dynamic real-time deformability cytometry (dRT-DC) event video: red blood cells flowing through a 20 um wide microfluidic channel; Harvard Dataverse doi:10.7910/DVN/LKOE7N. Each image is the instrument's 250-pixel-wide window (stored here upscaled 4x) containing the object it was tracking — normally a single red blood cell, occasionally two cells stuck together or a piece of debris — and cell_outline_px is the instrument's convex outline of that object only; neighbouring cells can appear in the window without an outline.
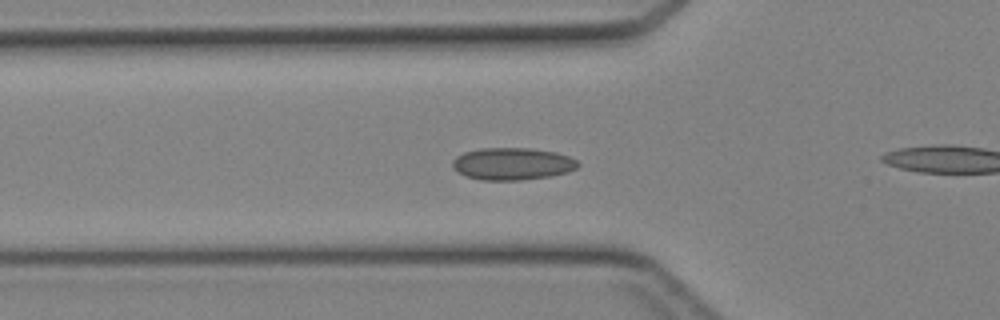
{"species": "Egyptian fruit bat (a non-hibernating species)", "species_latin": "Rousettus aegyptiacus", "temperature_condition": "cold", "stored_images_in_passage": 34, "camera_frame_rate_fps": 3000, "um_per_image_px": 0.085, "animal": {"sex": "female"}, "frame": {"image": 1, "passage_image": 4, "time_ms": 1.0, "image_size_px": [1000, 320], "cell_outline_px": [[580, 164], [576, 168], [568, 172], [548, 176], [520, 180], [480, 180], [468, 176], [452, 168], [452, 160], [456, 156], [464, 152], [480, 148], [532, 148], [556, 152], [568, 156], [576, 160]], "centroid_in_image_um": [43.54, 13.91], "position_along_channel_um": 82.3, "area_um2": 23.52}}
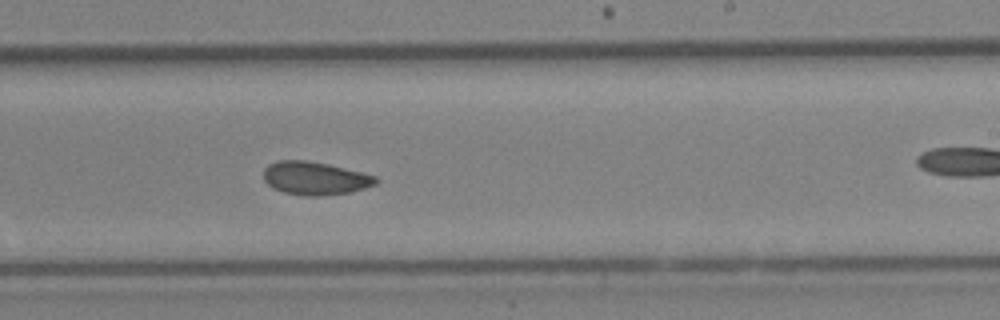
{"frame": {"image": 2, "passage_image": 16, "time_ms": 5.0, "image_size_px": [1000, 320], "cell_outline_px": [[380, 180], [376, 184], [352, 192], [320, 196], [304, 196], [284, 192], [272, 188], [264, 180], [264, 168], [268, 164], [276, 160], [308, 160], [328, 164], [376, 176]], "centroid_in_image_um": [26.76, 15.15], "position_along_channel_um": 262.2, "area_um2": 21.85}}
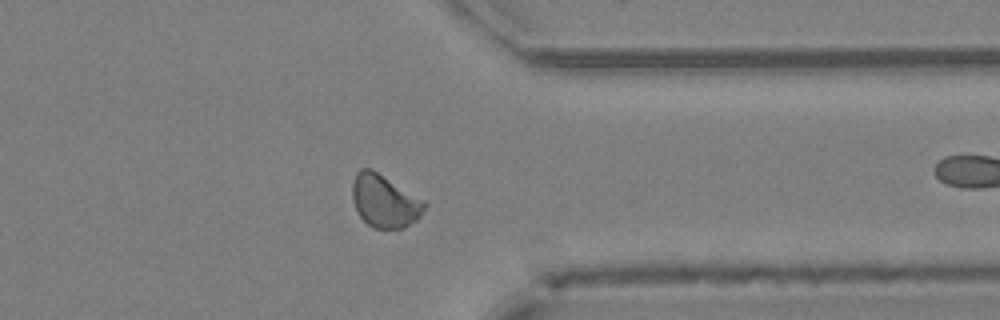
{"frame": {"image": 3, "passage_image": 24, "time_ms": 7.667, "image_size_px": [1000, 320], "cell_outline_px": [[428, 204], [420, 216], [416, 220], [404, 228], [372, 228], [360, 216], [356, 208], [352, 196], [352, 180], [356, 172], [360, 168], [372, 168], [424, 200]], "centroid_in_image_um": [32.69, 17.07], "position_along_channel_um": 378.7, "area_um2": 22.25}}